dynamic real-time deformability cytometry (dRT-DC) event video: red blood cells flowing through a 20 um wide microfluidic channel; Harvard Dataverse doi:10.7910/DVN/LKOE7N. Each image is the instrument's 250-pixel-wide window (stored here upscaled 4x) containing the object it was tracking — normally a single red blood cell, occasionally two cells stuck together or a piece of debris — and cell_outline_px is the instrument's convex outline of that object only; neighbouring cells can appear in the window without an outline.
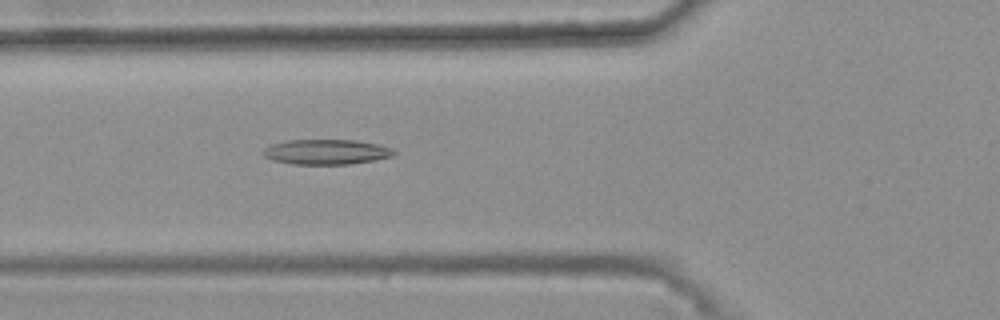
{"species": "common noctule bat (a hibernating species)", "species_latin": "Nyctalus noctula", "temperature_condition": "warm", "stored_images_in_passage": 28, "camera_frame_rate_fps": 3000, "um_per_image_px": 0.085, "animal": {"sex": "female", "body_mass_g": 25.1}, "frame": {"image": 1, "passage_image": 6, "time_ms": 1.667, "image_size_px": [1000, 320], "cell_outline_px": [[396, 156], [348, 164], [292, 164], [272, 160], [264, 156], [260, 152], [264, 148], [272, 144], [284, 140], [356, 140], [376, 144], [392, 148], [396, 152]], "centroid_in_image_um": [27.71, 12.91], "position_along_channel_um": 98.1, "area_um2": 19.19}}
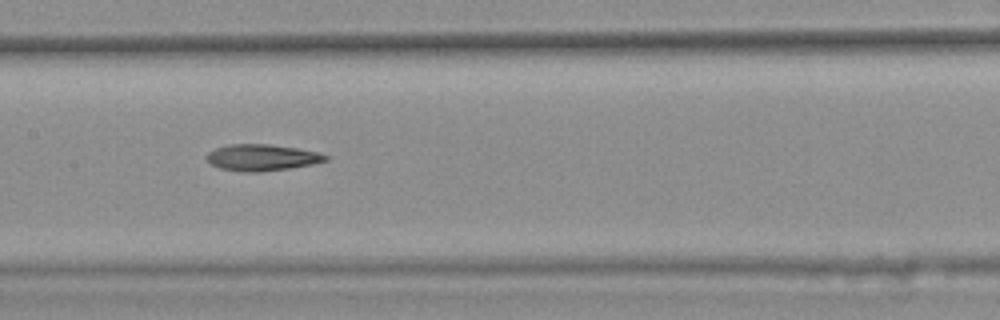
{"frame": {"image": 2, "passage_image": 13, "time_ms": 4.0, "image_size_px": [1000, 320], "cell_outline_px": [[328, 160], [312, 164], [288, 168], [256, 172], [244, 172], [220, 168], [212, 164], [208, 160], [208, 152], [216, 148], [228, 144], [268, 144], [296, 148], [320, 152], [328, 156]], "centroid_in_image_um": [22.28, 13.38], "position_along_channel_um": 185.1, "area_um2": 18.09}}
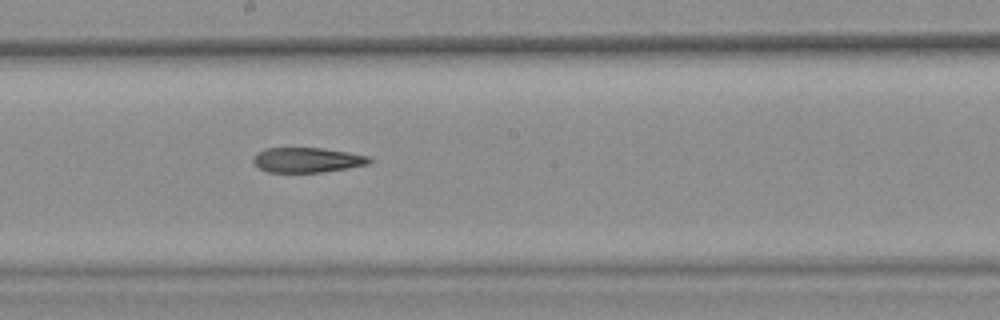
{"frame": {"image": 3, "passage_image": 16, "time_ms": 5.0, "image_size_px": [1000, 320], "cell_outline_px": [[372, 160], [368, 164], [348, 168], [320, 172], [268, 172], [260, 168], [252, 160], [252, 156], [264, 148], [320, 148], [348, 152], [368, 156]], "centroid_in_image_um": [26.09, 13.59], "position_along_channel_um": 222.1, "area_um2": 16.76}}